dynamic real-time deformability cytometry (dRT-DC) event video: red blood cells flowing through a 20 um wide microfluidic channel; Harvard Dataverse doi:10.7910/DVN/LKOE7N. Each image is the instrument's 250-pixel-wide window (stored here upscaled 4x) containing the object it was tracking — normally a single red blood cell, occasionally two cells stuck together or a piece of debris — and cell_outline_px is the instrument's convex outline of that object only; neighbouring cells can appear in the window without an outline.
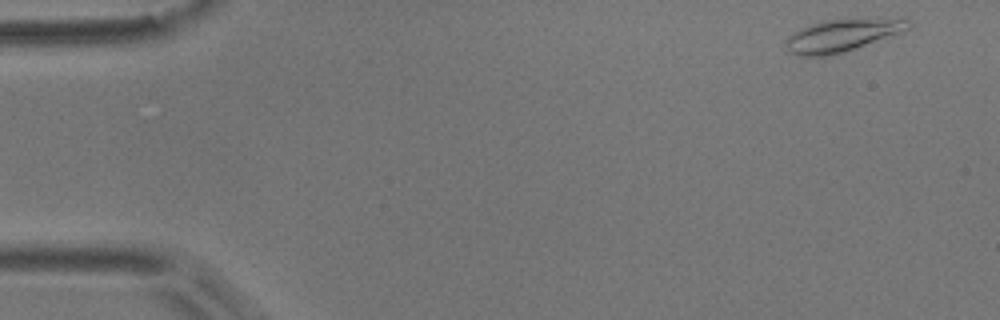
{"species": "common noctule bat (a hibernating species)", "species_latin": "Nyctalus noctula", "temperature_condition": "room temperature", "stored_images_in_passage": 53, "camera_frame_rate_fps": 3000, "um_per_image_px": 0.085, "animal": {"sex": "male", "body_mass_g": 17.9}, "frame": {"image": 1, "passage_image": 2, "time_ms": 0.333, "image_size_px": [1000, 320], "cell_outline_px": [[912, 24], [908, 28], [864, 44], [840, 52], [824, 56], [796, 56], [788, 52], [784, 44], [784, 40], [792, 32], [808, 24], [820, 20], [908, 20]], "centroid_in_image_um": [71.33, 3.03], "position_along_channel_um": 13.7, "area_um2": 22.02}}
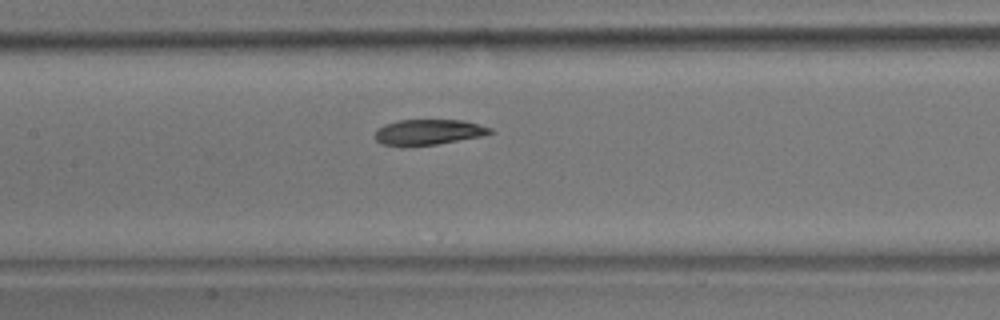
{"frame": {"image": 2, "passage_image": 24, "time_ms": 7.667, "image_size_px": [1000, 320], "cell_outline_px": [[496, 132], [484, 136], [436, 144], [408, 148], [400, 148], [380, 144], [372, 136], [376, 128], [384, 124], [400, 120], [464, 120], [492, 128]], "centroid_in_image_um": [36.35, 11.26], "position_along_channel_um": 171.1, "area_um2": 17.92}}
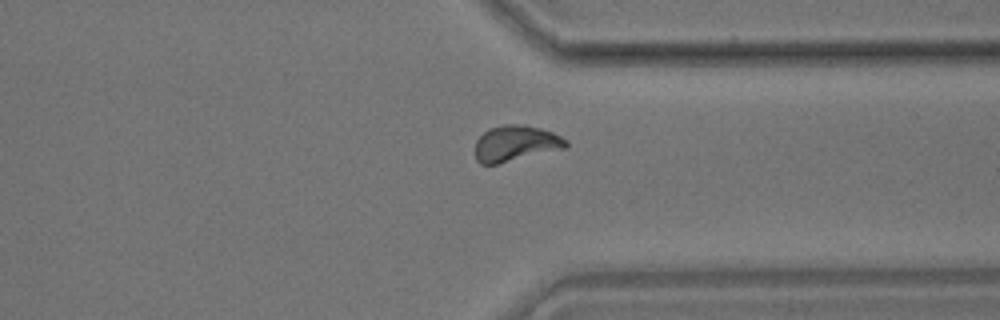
{"frame": {"image": 3, "passage_image": 40, "time_ms": 13.0, "image_size_px": [1000, 320], "cell_outline_px": [[568, 148], [496, 164], [480, 164], [476, 160], [476, 140], [488, 128], [504, 124], [524, 124], [540, 128], [552, 132], [568, 140]], "centroid_in_image_um": [43.85, 12.18], "position_along_channel_um": 367.5, "area_um2": 19.13}, "authors_computed_cell_mechanics": {"area_um2": 18.4382, "velocity_mm_per_s": 3.7069, "shape_relaxation_time_tau1_ms": 4.6899, "shape_relaxation_time_tau2_ms": 1.9594, "deformation_change_tau1": 0.129, "deformation_change_tau2": 0.0612}}